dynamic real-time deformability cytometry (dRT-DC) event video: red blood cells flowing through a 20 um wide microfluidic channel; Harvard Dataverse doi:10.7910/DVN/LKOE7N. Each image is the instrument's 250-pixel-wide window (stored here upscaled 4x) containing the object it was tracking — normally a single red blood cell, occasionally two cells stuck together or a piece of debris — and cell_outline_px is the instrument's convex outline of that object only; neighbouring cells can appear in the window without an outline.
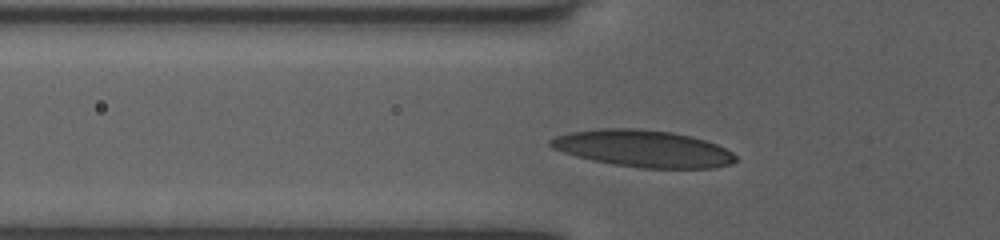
{"species": "human", "species_latin": "Homo sapiens", "temperature_condition": "room temperature", "stored_images_in_passage": 36, "camera_frame_rate_fps": 3000, "um_per_image_px": 0.085, "donor": {"sex": "female"}, "frame": {"image": 1, "passage_image": 8, "time_ms": 2.333, "image_size_px": [1000, 240], "cell_outline_px": [[736, 160], [728, 164], [712, 168], [640, 168], [612, 164], [592, 160], [576, 156], [552, 148], [548, 144], [548, 140], [556, 136], [572, 132], [600, 128], [632, 128], [672, 132], [704, 140], [716, 144], [732, 152], [736, 156]], "centroid_in_image_um": [54.63, 12.63], "position_along_channel_um": 71.2, "area_um2": 39.54}}
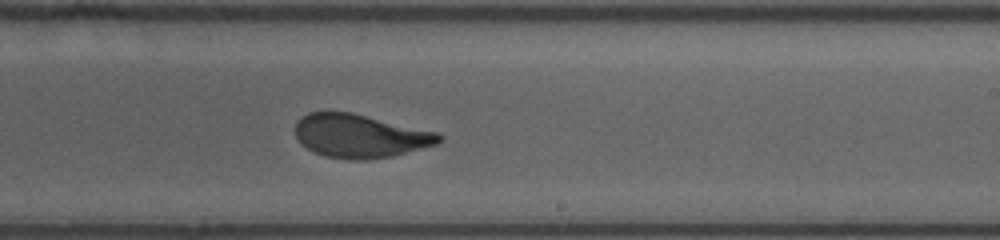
{"frame": {"image": 2, "passage_image": 22, "time_ms": 7.0, "image_size_px": [1000, 240], "cell_outline_px": [[444, 140], [436, 144], [392, 156], [368, 160], [348, 160], [324, 156], [300, 144], [296, 136], [296, 120], [308, 112], [352, 112], [436, 132], [444, 136]], "centroid_in_image_um": [30.59, 11.56], "position_along_channel_um": 258.4, "area_um2": 36.41}}
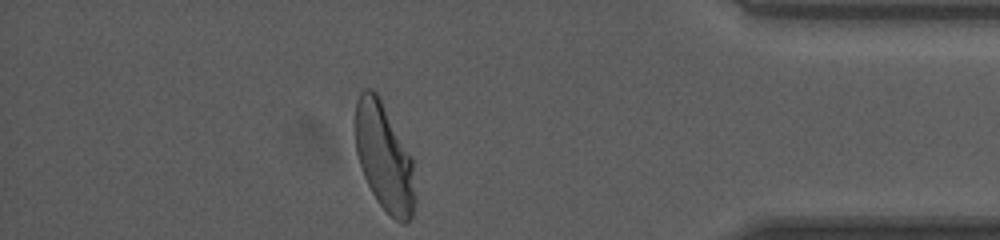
{"frame": {"image": 3, "passage_image": 35, "time_ms": 11.333, "image_size_px": [1000, 240], "cell_outline_px": [[416, 200], [412, 216], [404, 224], [396, 220], [376, 200], [364, 176], [356, 152], [356, 100], [360, 92], [364, 88], [372, 88], [376, 92], [412, 156], [416, 196]], "centroid_in_image_um": [32.67, 13.37], "position_along_channel_um": 402.5, "area_um2": 37.28}, "authors_computed_cell_mechanics": {"area_um2": 36.9631, "velocity_mm_per_s": 4.0382, "shape_relaxation_time_tau1_ms": 4.0927, "shape_relaxation_time_tau2_ms": 0.7877, "deformation_change_tau1": 0.1942, "deformation_change_tau2": 0.0786}}